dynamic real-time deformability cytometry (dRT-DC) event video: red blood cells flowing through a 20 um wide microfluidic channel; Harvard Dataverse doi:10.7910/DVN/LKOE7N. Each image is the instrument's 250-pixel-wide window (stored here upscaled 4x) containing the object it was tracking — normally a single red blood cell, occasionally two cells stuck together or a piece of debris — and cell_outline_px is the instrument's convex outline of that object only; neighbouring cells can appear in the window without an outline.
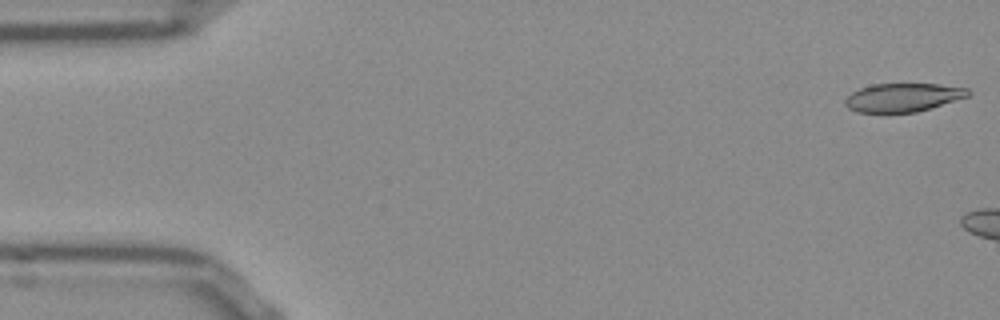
{"species": "Egyptian fruit bat (a non-hibernating species)", "species_latin": "Rousettus aegyptiacus", "temperature_condition": "room temperature", "stored_images_in_passage": 8, "camera_frame_rate_fps": 3000, "um_per_image_px": 0.085, "frame": {"image": 1, "passage_image": 1, "time_ms": 0.0, "image_size_px": [1000, 320], "cell_outline_px": [[972, 92], [968, 96], [932, 108], [916, 112], [888, 116], [856, 112], [848, 108], [844, 104], [844, 100], [852, 92], [860, 88], [872, 84], [940, 84], [968, 88]], "centroid_in_image_um": [76.7, 8.33], "position_along_channel_um": 8.3, "area_um2": 21.33}}